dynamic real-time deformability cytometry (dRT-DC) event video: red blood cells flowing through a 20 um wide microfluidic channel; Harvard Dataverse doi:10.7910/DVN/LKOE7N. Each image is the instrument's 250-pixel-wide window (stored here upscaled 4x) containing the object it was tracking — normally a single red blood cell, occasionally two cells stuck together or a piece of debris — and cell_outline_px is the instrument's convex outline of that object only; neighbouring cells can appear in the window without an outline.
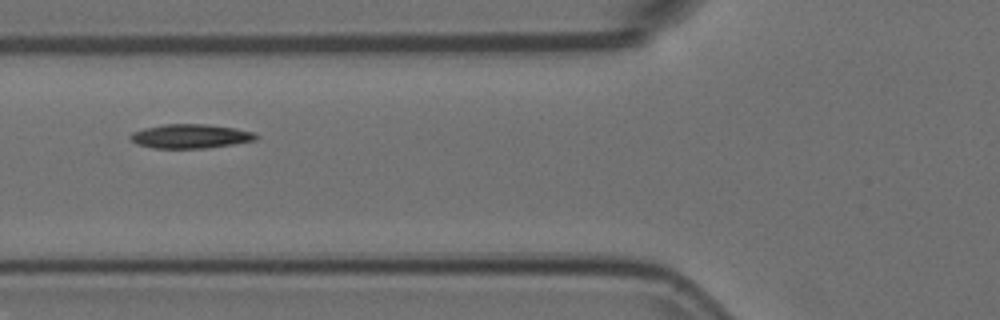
{"species": "Egyptian fruit bat (a non-hibernating species)", "species_latin": "Rousettus aegyptiacus", "temperature_condition": "room temperature", "stored_images_in_passage": 9, "camera_frame_rate_fps": 3000, "um_per_image_px": 0.085, "animal": {"sex": "female"}, "frame": {"image": 1, "passage_image": 8, "time_ms": 2.333, "image_size_px": [1000, 320], "cell_outline_px": [[256, 140], [232, 144], [204, 148], [152, 148], [136, 144], [128, 136], [132, 132], [144, 128], [164, 124], [204, 124], [232, 128], [252, 132], [256, 136]], "centroid_in_image_um": [16.1, 11.58], "position_along_channel_um": 109.7, "area_um2": 17.4}}
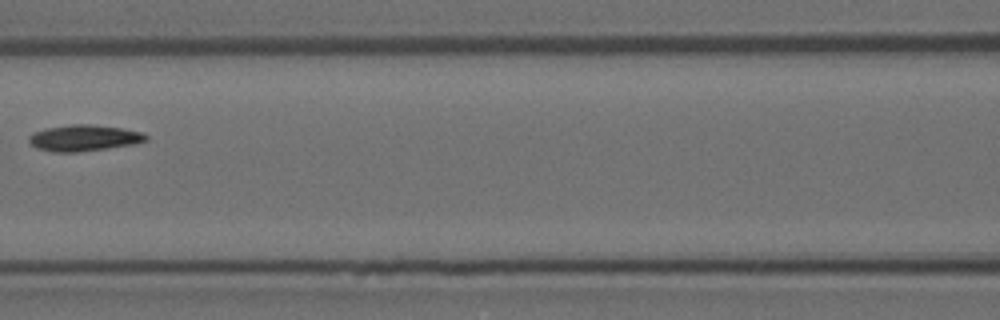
{"frame": {"image": 2, "passage_image": 9, "time_ms": 2.667, "image_size_px": [1000, 320], "cell_outline_px": [[148, 140], [132, 144], [76, 152], [52, 152], [36, 148], [28, 140], [28, 136], [32, 132], [44, 128], [72, 124], [88, 124], [120, 128], [140, 132], [148, 136]], "centroid_in_image_um": [7.06, 11.72], "position_along_channel_um": 159.5, "area_um2": 17.69}}